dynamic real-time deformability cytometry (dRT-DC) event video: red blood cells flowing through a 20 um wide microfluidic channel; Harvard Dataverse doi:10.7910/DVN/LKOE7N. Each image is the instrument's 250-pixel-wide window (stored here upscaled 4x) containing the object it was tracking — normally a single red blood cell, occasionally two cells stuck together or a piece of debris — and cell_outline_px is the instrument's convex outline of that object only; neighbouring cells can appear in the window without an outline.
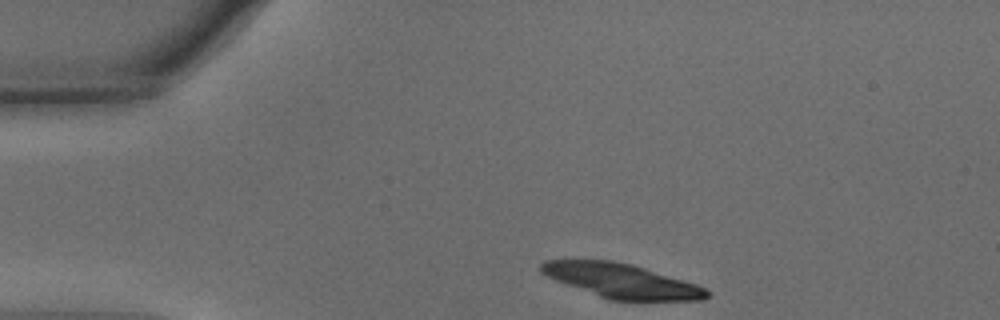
{"species": "common noctule bat (a hibernating species)", "species_latin": "Nyctalus noctula", "temperature_condition": "warm", "stored_images_in_passage": 36, "camera_frame_rate_fps": 3000, "um_per_image_px": 0.085, "animal": {"sex": "male", "body_mass_g": 15.6}, "frame": {"image": 1, "passage_image": 1, "time_ms": 0.0, "image_size_px": [1000, 320], "cell_outline_px": [[708, 296], [704, 300], [640, 304], [608, 300], [556, 280], [540, 272], [540, 264], [544, 260], [612, 260], [632, 264], [696, 284], [708, 288]], "centroid_in_image_um": [52.93, 23.94], "position_along_channel_um": 32.1, "area_um2": 34.28}}
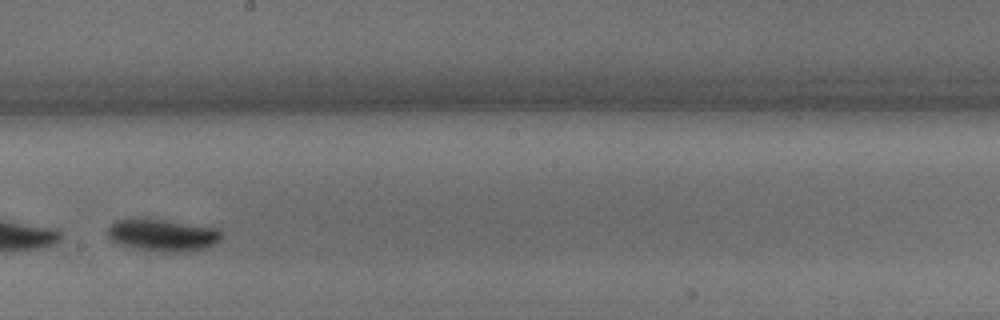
{"frame": {"image": 2, "passage_image": 22, "time_ms": 7.0, "image_size_px": [1000, 320], "cell_outline_px": [[224, 232], [220, 240], [204, 248], [188, 252], [164, 252], [140, 248], [120, 244], [112, 240], [104, 232], [116, 220], [164, 220], [220, 228]], "centroid_in_image_um": [13.89, 19.99], "position_along_channel_um": 234.3, "area_um2": 20.98}}
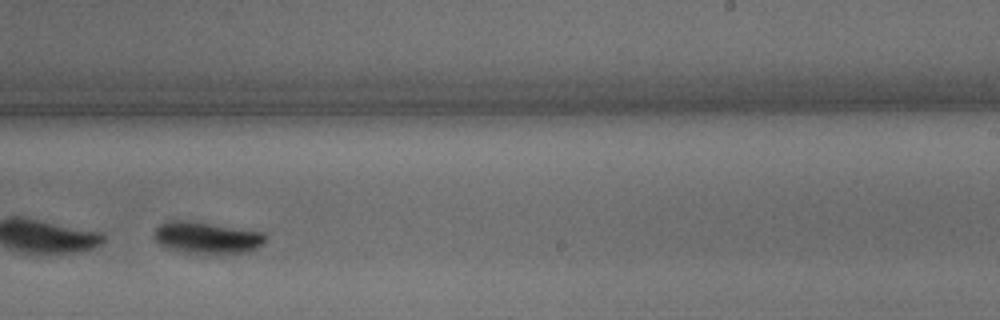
{"frame": {"image": 3, "passage_image": 25, "time_ms": 8.0, "image_size_px": [1000, 320], "cell_outline_px": [[268, 236], [264, 244], [248, 252], [180, 252], [168, 248], [160, 244], [152, 236], [152, 232], [160, 224], [168, 220], [184, 220], [212, 224], [264, 232]], "centroid_in_image_um": [17.57, 20.18], "position_along_channel_um": 271.4, "area_um2": 20.4}, "authors_computed_cell_mechanics": {"area_um2": 21.2704, "velocity_mm_per_s": 3.717, "shape_relaxation_time_tau1_ms": 1.4988, "shape_relaxation_time_tau2_ms": null, "deformation_change_tau1": 0.1265, "deformation_change_tau2": null}}